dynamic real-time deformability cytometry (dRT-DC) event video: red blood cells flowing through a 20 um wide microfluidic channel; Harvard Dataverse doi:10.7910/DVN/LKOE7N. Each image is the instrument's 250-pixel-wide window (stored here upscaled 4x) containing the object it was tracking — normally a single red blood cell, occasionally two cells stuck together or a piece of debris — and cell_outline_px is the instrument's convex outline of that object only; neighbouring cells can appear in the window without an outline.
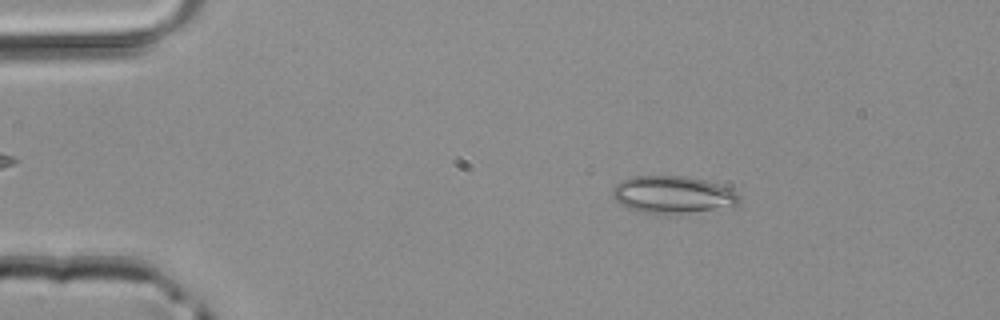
{"species": "common noctule bat (a hibernating species)", "species_latin": "Nyctalus noctula", "temperature_condition": "room temperature", "stored_images_in_passage": 47, "camera_frame_rate_fps": 3000, "um_per_image_px": 0.085, "animal": {"sex": "male", "body_mass_g": 20.4}, "frame": {"image": 1, "passage_image": 9, "time_ms": 2.667, "image_size_px": [1000, 320], "cell_outline_px": [[740, 200], [736, 204], [680, 216], [664, 216], [640, 212], [628, 208], [620, 204], [612, 196], [612, 188], [616, 184], [632, 176], [684, 176], [704, 180], [728, 188], [736, 192], [740, 196]], "centroid_in_image_um": [57.14, 16.59], "position_along_channel_um": 27.9, "area_um2": 28.03}}
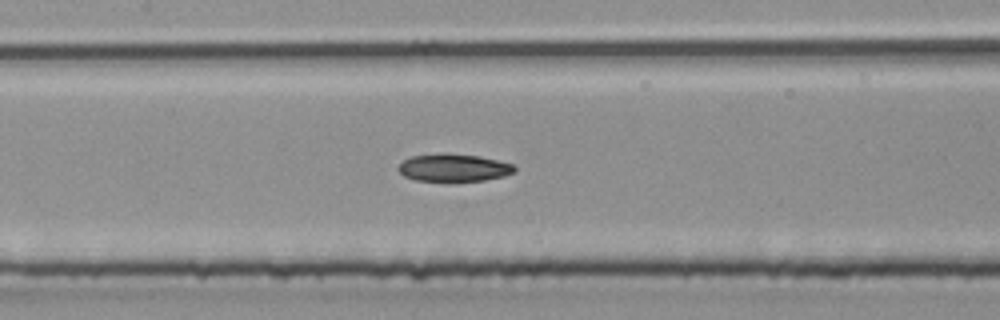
{"frame": {"image": 2, "passage_image": 23, "time_ms": 7.333, "image_size_px": [1000, 320], "cell_outline_px": [[516, 172], [504, 176], [484, 180], [416, 180], [404, 176], [396, 168], [404, 160], [412, 156], [444, 152], [480, 156], [512, 164], [516, 168]], "centroid_in_image_um": [38.56, 14.23], "position_along_channel_um": 168.8, "area_um2": 18.55}}
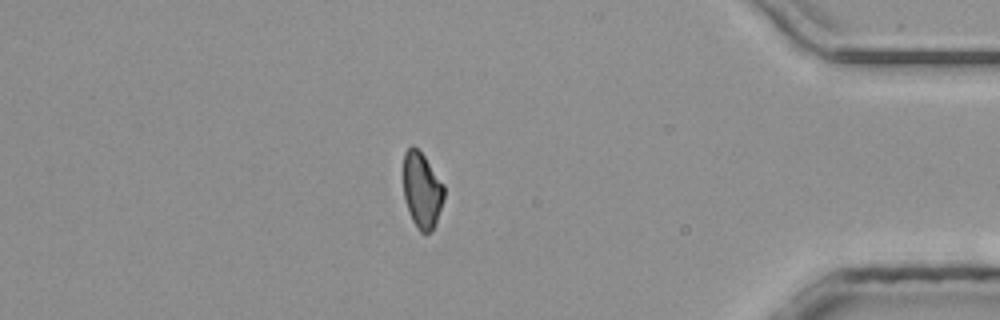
{"frame": {"image": 3, "passage_image": 41, "time_ms": 13.333, "image_size_px": [1000, 320], "cell_outline_px": [[444, 196], [436, 224], [428, 232], [420, 232], [412, 220], [404, 196], [404, 152], [412, 144], [424, 156], [444, 184]], "centroid_in_image_um": [35.87, 16.15], "position_along_channel_um": 399.3, "area_um2": 17.69}}